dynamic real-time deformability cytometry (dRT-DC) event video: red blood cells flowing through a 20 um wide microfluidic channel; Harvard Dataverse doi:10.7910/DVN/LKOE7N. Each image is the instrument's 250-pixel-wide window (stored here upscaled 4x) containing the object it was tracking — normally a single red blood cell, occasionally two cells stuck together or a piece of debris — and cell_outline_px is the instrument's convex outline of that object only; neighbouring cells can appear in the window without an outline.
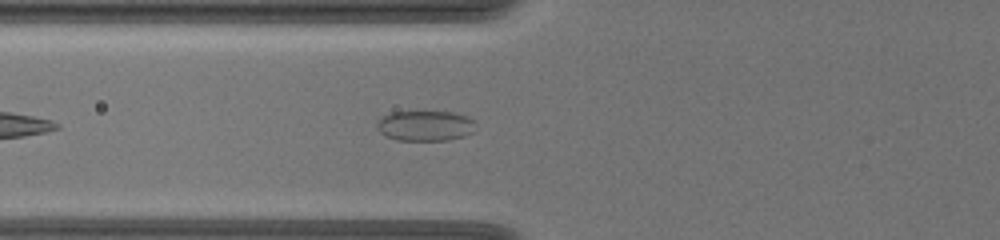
{"species": "common noctule bat (a hibernating species)", "species_latin": "Nyctalus noctula", "temperature_condition": "warm", "stored_images_in_passage": 27, "camera_frame_rate_fps": 3000, "um_per_image_px": 0.085, "animal": {"sex": "female", "body_mass_g": 19.5, "forearm_length_mm": 54.1}, "frame": {"image": 1, "passage_image": 7, "time_ms": 2.0, "image_size_px": [1000, 240], "cell_outline_px": [[472, 132], [464, 136], [448, 140], [396, 140], [384, 136], [380, 132], [376, 124], [384, 116], [392, 112], [452, 112], [464, 116], [472, 120]], "centroid_in_image_um": [36.09, 10.7], "position_along_channel_um": 89.7, "area_um2": 17.05}}
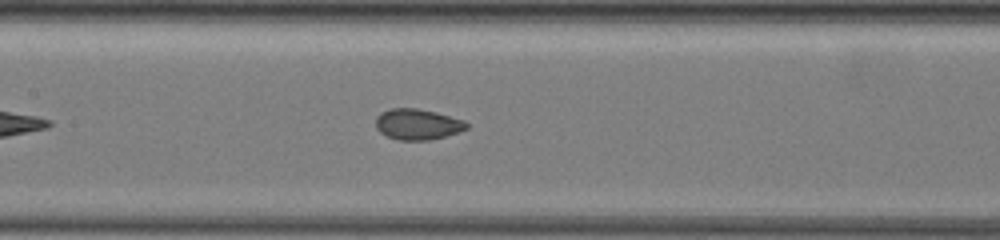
{"frame": {"image": 2, "passage_image": 14, "time_ms": 4.333, "image_size_px": [1000, 240], "cell_outline_px": [[468, 128], [444, 136], [428, 140], [396, 140], [380, 132], [376, 128], [376, 116], [392, 108], [416, 108], [464, 120], [468, 124]], "centroid_in_image_um": [35.46, 10.57], "position_along_channel_um": 171.9, "area_um2": 15.95}}
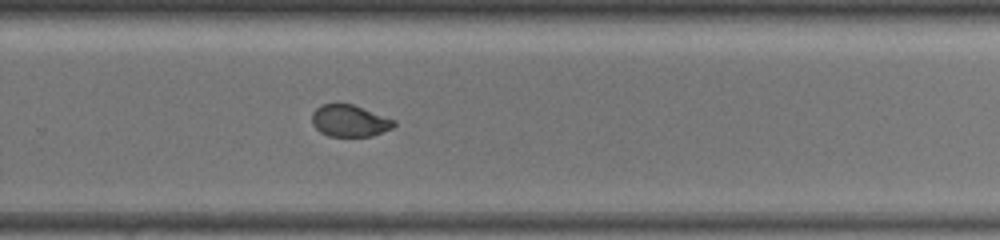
{"frame": {"image": 3, "passage_image": 25, "time_ms": 8.0, "image_size_px": [1000, 240], "cell_outline_px": [[396, 124], [392, 128], [372, 136], [328, 136], [320, 132], [312, 124], [312, 112], [316, 108], [324, 104], [352, 104], [396, 120]], "centroid_in_image_um": [29.72, 10.27], "position_along_channel_um": 300.1, "area_um2": 15.14}}